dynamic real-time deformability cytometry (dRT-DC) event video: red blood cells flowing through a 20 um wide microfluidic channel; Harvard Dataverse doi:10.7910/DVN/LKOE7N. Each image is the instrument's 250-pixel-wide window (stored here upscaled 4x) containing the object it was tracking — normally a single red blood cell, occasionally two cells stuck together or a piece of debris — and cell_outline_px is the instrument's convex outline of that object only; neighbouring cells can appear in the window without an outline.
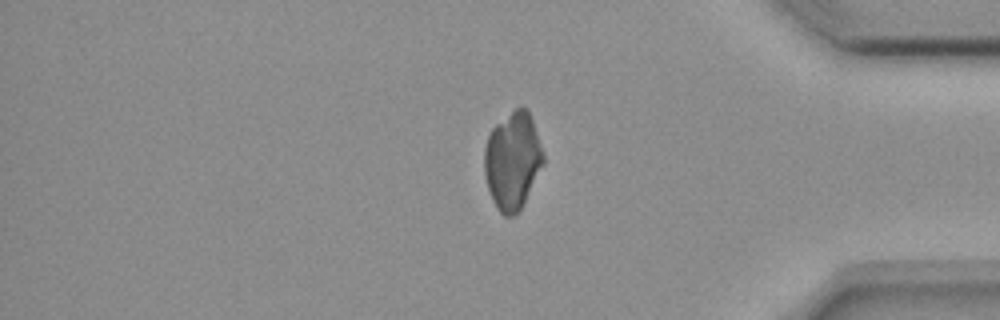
{"species": "common noctule bat (a hibernating species)", "species_latin": "Nyctalus noctula", "temperature_condition": "room temperature", "stored_images_in_passage": 55, "camera_frame_rate_fps": 3000, "um_per_image_px": 0.085, "animal": {"sex": "female", "body_mass_g": 18.4}, "frame": {"image": 1, "passage_image": 46, "time_ms": 15.0, "image_size_px": [1000, 320], "cell_outline_px": [[544, 164], [516, 216], [504, 216], [500, 212], [492, 200], [488, 188], [484, 172], [484, 148], [488, 136], [492, 128], [496, 124], [516, 108], [528, 108], [544, 156]], "centroid_in_image_um": [43.55, 13.67], "position_along_channel_um": 391.6, "area_um2": 33.12}}